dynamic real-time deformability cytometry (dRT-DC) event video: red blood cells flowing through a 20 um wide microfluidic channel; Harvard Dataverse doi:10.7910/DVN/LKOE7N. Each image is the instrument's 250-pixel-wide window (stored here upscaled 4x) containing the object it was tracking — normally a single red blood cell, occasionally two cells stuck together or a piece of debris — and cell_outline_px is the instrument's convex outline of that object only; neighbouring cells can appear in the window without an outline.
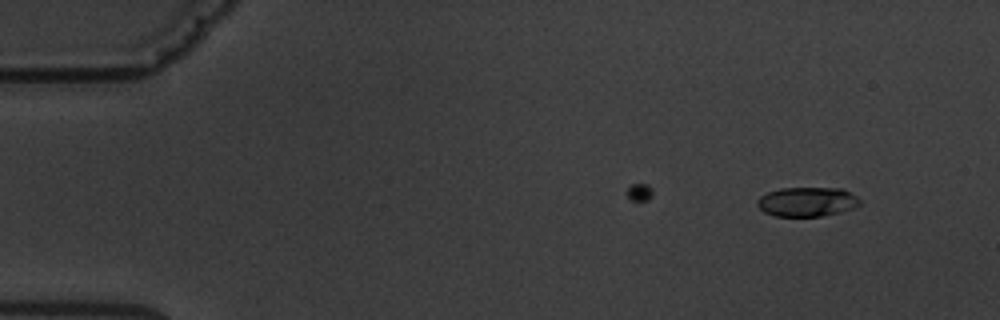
{"species": "common noctule bat (a hibernating species)", "species_latin": "Nyctalus noctula", "temperature_condition": "warm", "stored_images_in_passage": 6, "camera_frame_rate_fps": 3000, "um_per_image_px": 0.085, "animal": {"sex": "male", "body_mass_g": 19.5, "forearm_length_mm": 54.6}, "frame": {"image": 1, "passage_image": 1, "time_ms": 0.0, "image_size_px": [1000, 320], "cell_outline_px": [[860, 204], [852, 208], [820, 216], [776, 216], [764, 212], [756, 204], [756, 200], [760, 196], [768, 192], [780, 188], [844, 188], [856, 196], [860, 200]], "centroid_in_image_um": [68.57, 17.13], "position_along_channel_um": 16.4, "area_um2": 17.46}}
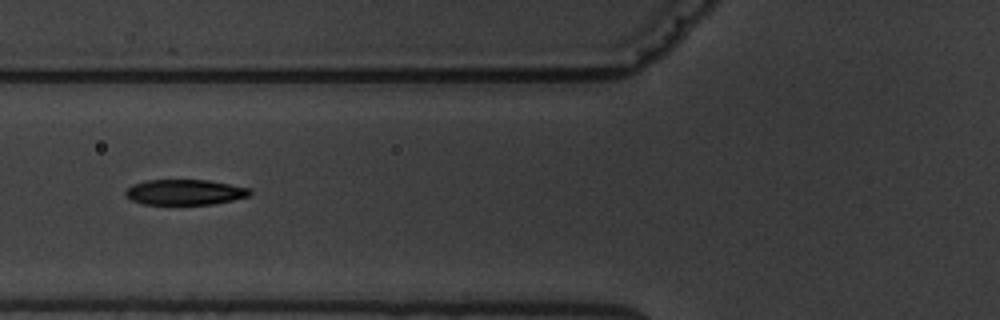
{"frame": {"image": 2, "passage_image": 5, "time_ms": 5.667, "image_size_px": [1000, 320], "cell_outline_px": [[252, 192], [248, 196], [232, 200], [212, 204], [144, 204], [132, 200], [124, 196], [124, 192], [132, 184], [144, 180], [208, 180], [248, 188]], "centroid_in_image_um": [15.65, 16.33], "position_along_channel_um": 110.1, "area_um2": 18.32}}
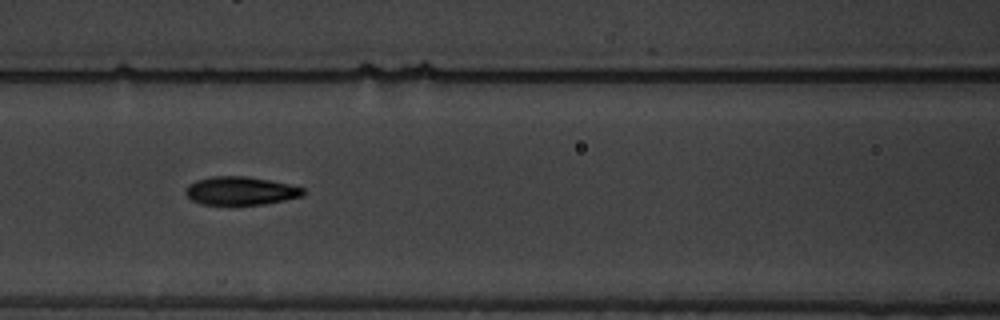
{"frame": {"image": 3, "passage_image": 6, "time_ms": 6.667, "image_size_px": [1000, 320], "cell_outline_px": [[308, 192], [304, 196], [264, 204], [200, 204], [192, 200], [184, 192], [184, 188], [188, 184], [196, 180], [212, 176], [248, 176], [288, 184], [304, 188]], "centroid_in_image_um": [20.45, 16.21], "position_along_channel_um": 146.1, "area_um2": 19.48}}